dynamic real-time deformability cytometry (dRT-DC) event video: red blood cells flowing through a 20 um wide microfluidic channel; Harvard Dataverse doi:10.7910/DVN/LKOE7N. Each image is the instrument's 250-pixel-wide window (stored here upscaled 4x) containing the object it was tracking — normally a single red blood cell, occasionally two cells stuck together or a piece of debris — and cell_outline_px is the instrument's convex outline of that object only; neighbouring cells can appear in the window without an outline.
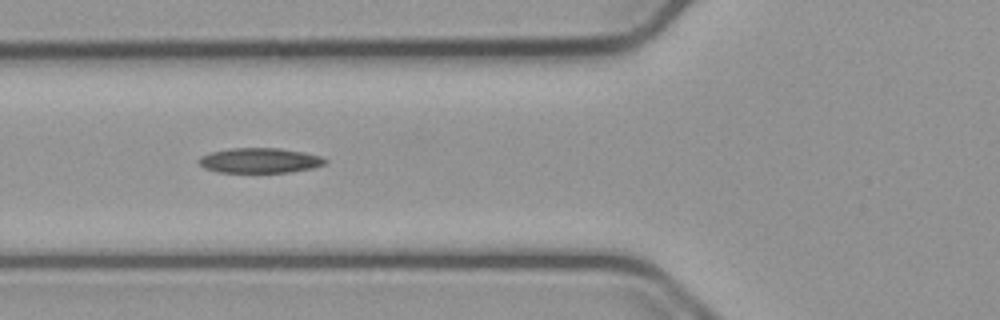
{"species": "common noctule bat (a hibernating species)", "species_latin": "Nyctalus noctula", "temperature_condition": "cold", "stored_images_in_passage": 11, "camera_frame_rate_fps": 3000, "um_per_image_px": 0.085, "animal": {"sex": "male", "body_mass_g": 23.1, "forearm_length_mm": 52.7}, "frame": {"image": 1, "passage_image": 7, "time_ms": 2.0, "image_size_px": [1000, 320], "cell_outline_px": [[328, 160], [324, 164], [312, 168], [292, 172], [216, 172], [204, 168], [196, 160], [200, 156], [212, 152], [232, 148], [280, 148], [304, 152], [320, 156]], "centroid_in_image_um": [22.06, 13.64], "position_along_channel_um": 103.7, "area_um2": 18.44}}